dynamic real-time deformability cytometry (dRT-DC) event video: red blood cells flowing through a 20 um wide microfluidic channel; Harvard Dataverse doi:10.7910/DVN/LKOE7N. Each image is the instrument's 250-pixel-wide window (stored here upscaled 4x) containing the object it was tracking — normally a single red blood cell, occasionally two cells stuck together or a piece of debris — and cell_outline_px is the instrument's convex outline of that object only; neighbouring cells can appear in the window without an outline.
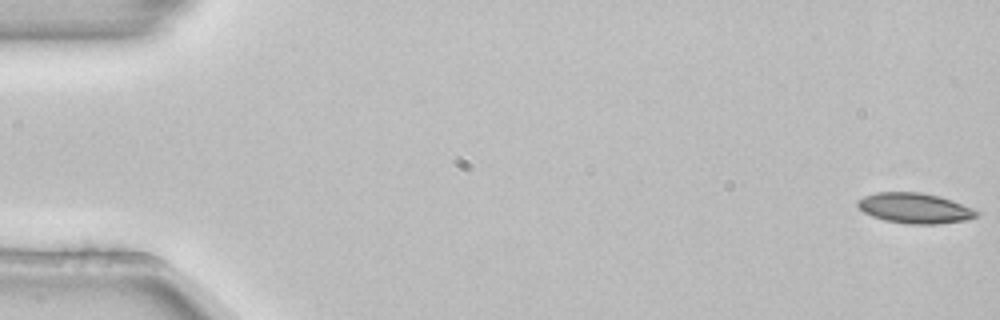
{"species": "common noctule bat (a hibernating species)", "species_latin": "Nyctalus noctula", "temperature_condition": "room temperature", "stored_images_in_passage": 5, "camera_frame_rate_fps": 3000, "um_per_image_px": 0.085, "animal": {"sex": "female", "body_mass_g": 22.7, "forearm_length_mm": 54.2}, "frame": {"image": 1, "passage_image": 1, "time_ms": 0.0, "image_size_px": [1000, 320], "cell_outline_px": [[984, 212], [980, 216], [968, 220], [940, 224], [908, 224], [884, 220], [872, 216], [864, 212], [856, 204], [856, 200], [864, 196], [876, 192], [920, 192], [940, 196], [952, 200]], "centroid_in_image_um": [77.82, 17.7], "position_along_channel_um": 7.2, "area_um2": 21.44}}